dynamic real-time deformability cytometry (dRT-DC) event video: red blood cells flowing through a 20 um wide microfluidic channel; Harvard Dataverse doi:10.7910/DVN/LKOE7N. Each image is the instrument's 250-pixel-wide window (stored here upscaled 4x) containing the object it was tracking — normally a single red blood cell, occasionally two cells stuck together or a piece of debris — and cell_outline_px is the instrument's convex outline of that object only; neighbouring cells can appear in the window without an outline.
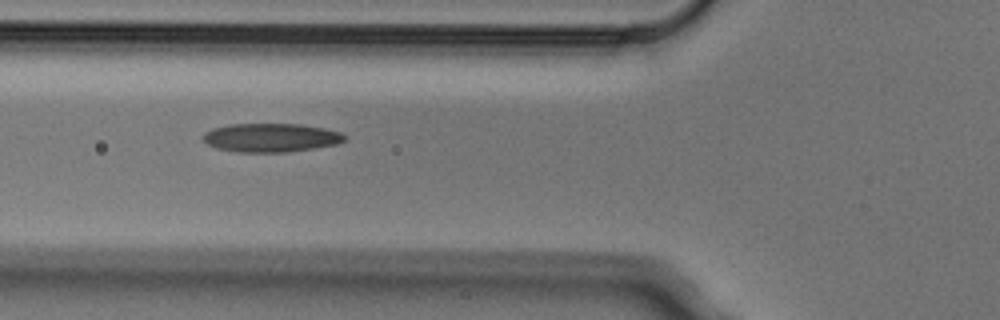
{"species": "Egyptian fruit bat (a non-hibernating species)", "species_latin": "Rousettus aegyptiacus", "temperature_condition": "cold", "stored_images_in_passage": 6, "camera_frame_rate_fps": 3000, "um_per_image_px": 0.085, "animal": {"sex": "male"}, "frame": {"image": 1, "passage_image": 4, "time_ms": 1.0, "image_size_px": [1000, 320], "cell_outline_px": [[348, 136], [344, 140], [336, 144], [288, 152], [236, 152], [216, 148], [208, 144], [204, 140], [204, 132], [212, 128], [228, 124], [300, 124], [324, 128], [340, 132]], "centroid_in_image_um": [23.01, 11.69], "position_along_channel_um": 102.8, "area_um2": 23.64}}
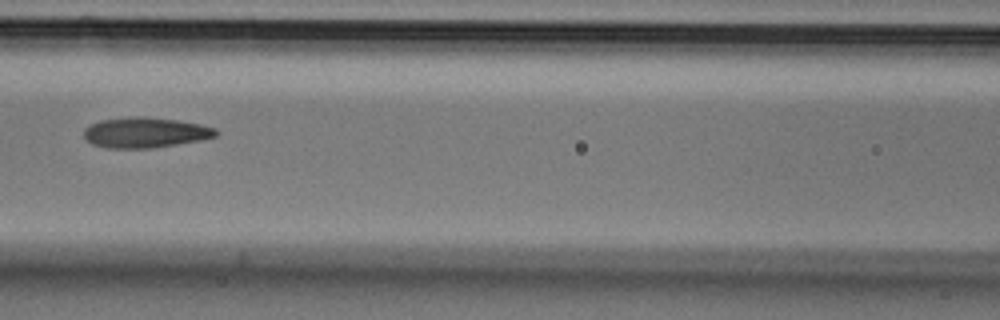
{"frame": {"image": 2, "passage_image": 5, "time_ms": 1.333, "image_size_px": [1000, 320], "cell_outline_px": [[220, 132], [216, 136], [200, 140], [152, 148], [108, 148], [92, 144], [84, 136], [84, 128], [100, 120], [136, 116], [144, 116], [176, 120], [200, 124], [216, 128]], "centroid_in_image_um": [12.36, 11.26], "position_along_channel_um": 154.2, "area_um2": 23.29}}
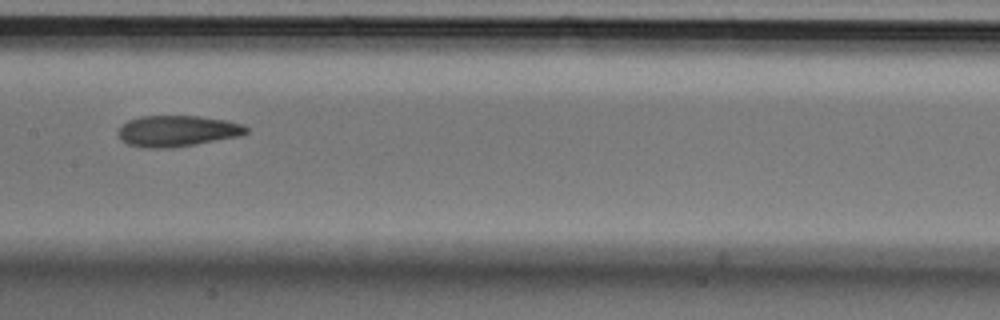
{"frame": {"image": 3, "passage_image": 6, "time_ms": 1.667, "image_size_px": [1000, 320], "cell_outline_px": [[248, 132], [240, 136], [172, 148], [144, 148], [128, 144], [120, 140], [120, 128], [128, 120], [140, 116], [196, 116], [228, 120], [244, 124], [248, 128]], "centroid_in_image_um": [15.1, 11.13], "position_along_channel_um": 192.3, "area_um2": 23.18}}